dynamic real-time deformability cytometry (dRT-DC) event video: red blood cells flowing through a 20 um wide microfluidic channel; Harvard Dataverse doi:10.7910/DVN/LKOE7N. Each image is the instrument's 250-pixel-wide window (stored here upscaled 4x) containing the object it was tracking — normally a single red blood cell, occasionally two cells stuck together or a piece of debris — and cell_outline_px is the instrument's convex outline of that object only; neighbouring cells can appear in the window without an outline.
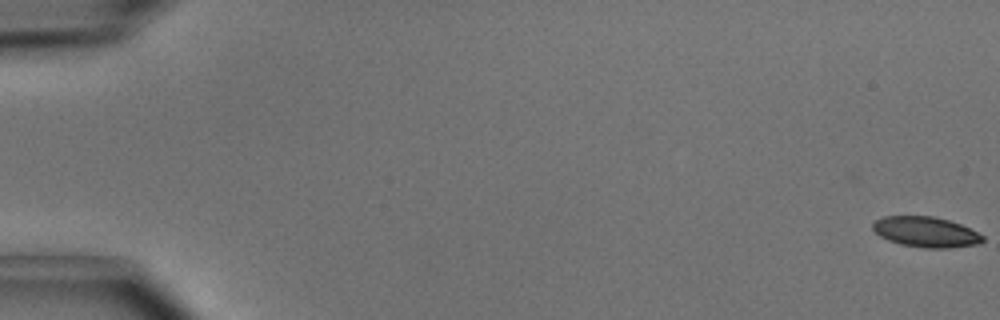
{"species": "common noctule bat (a hibernating species)", "species_latin": "Nyctalus noctula", "temperature_condition": "cold", "stored_images_in_passage": 51, "camera_frame_rate_fps": 3000, "um_per_image_px": 0.085, "animal": {"sex": "male", "body_mass_g": 15.6}, "frame": {"image": 1, "passage_image": 1, "time_ms": 0.0, "image_size_px": [1000, 320], "cell_outline_px": [[984, 240], [980, 244], [948, 248], [924, 248], [900, 244], [888, 240], [880, 236], [872, 228], [872, 224], [876, 220], [884, 216], [932, 216], [948, 220], [960, 224], [984, 236]], "centroid_in_image_um": [78.69, 19.72], "position_along_channel_um": 6.3, "area_um2": 19.42}}
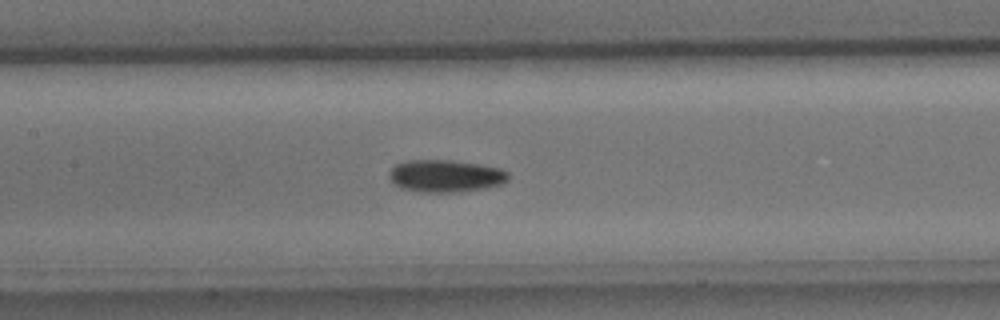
{"frame": {"image": 2, "passage_image": 25, "time_ms": 8.0, "image_size_px": [1000, 320], "cell_outline_px": [[508, 180], [504, 184], [484, 188], [460, 192], [420, 192], [400, 188], [388, 176], [388, 172], [396, 164], [408, 160], [452, 160], [500, 168], [508, 172]], "centroid_in_image_um": [37.87, 14.96], "position_along_channel_um": 169.5, "area_um2": 22.48}}
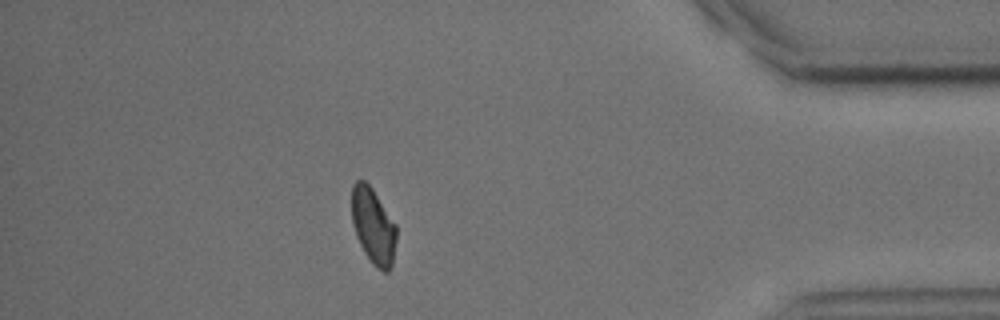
{"frame": {"image": 3, "passage_image": 45, "time_ms": 14.667, "image_size_px": [1000, 320], "cell_outline_px": [[396, 240], [392, 264], [388, 272], [384, 272], [372, 264], [364, 252], [356, 236], [352, 224], [352, 184], [356, 180], [364, 180], [372, 188], [396, 224]], "centroid_in_image_um": [31.72, 19.21], "position_along_channel_um": 403.5, "area_um2": 19.77}, "authors_computed_cell_mechanics": {"area_um2": 20.808, "velocity_mm_per_s": 4.0629, "shape_relaxation_time_tau1_ms": 3.2348, "shape_relaxation_time_tau2_ms": null, "deformation_change_tau1": 0.0869, "deformation_change_tau2": null}}